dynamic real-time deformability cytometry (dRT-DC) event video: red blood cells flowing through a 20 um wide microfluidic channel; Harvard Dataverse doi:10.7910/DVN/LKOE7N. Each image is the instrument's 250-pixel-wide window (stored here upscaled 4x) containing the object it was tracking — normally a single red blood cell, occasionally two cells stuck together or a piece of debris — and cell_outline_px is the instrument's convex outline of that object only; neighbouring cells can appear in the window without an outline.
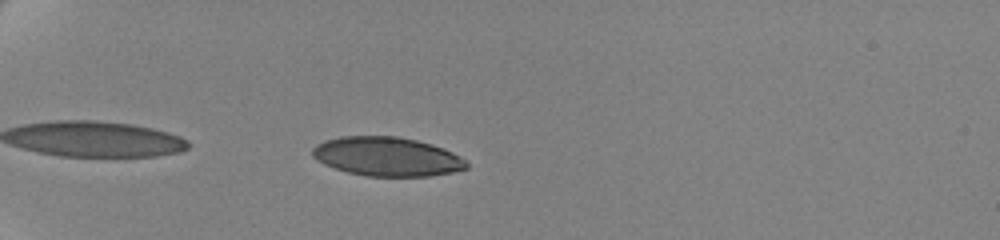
{"species": "human", "species_latin": "Homo sapiens", "temperature_condition": "cold", "stored_images_in_passage": 45, "camera_frame_rate_fps": 3000, "um_per_image_px": 0.085, "donor": {"sex": "female"}, "frame": {"image": 1, "passage_image": 4, "time_ms": 1.0, "image_size_px": [1000, 240], "cell_outline_px": [[468, 168], [452, 172], [428, 176], [368, 176], [348, 172], [324, 164], [316, 160], [312, 156], [312, 148], [316, 144], [324, 140], [340, 136], [396, 136], [416, 140], [432, 144], [444, 148], [460, 156], [468, 164]], "centroid_in_image_um": [32.87, 13.3], "position_along_channel_um": 52.1, "area_um2": 35.08}}
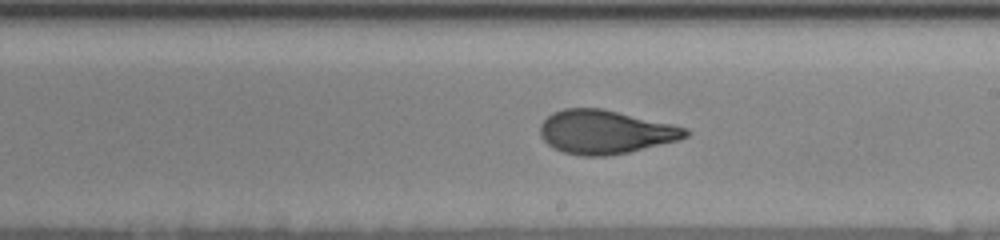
{"frame": {"image": 2, "passage_image": 23, "time_ms": 7.333, "image_size_px": [1000, 240], "cell_outline_px": [[688, 136], [680, 140], [628, 152], [608, 156], [580, 156], [564, 152], [552, 148], [540, 136], [540, 124], [552, 112], [564, 108], [604, 108], [672, 124], [688, 128]], "centroid_in_image_um": [51.44, 11.21], "position_along_channel_um": 237.6, "area_um2": 37.22}}
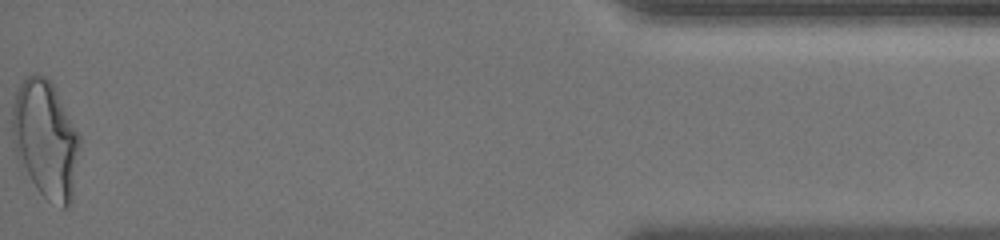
{"frame": {"image": 3, "passage_image": 45, "time_ms": 14.667, "image_size_px": [1000, 240], "cell_outline_px": [[80, 140], [72, 204], [64, 208], [60, 208], [48, 200], [36, 188], [20, 168], [16, 156], [12, 140], [12, 104], [16, 92], [20, 84], [32, 72], [36, 72], [44, 76], [56, 88], [80, 136]], "centroid_in_image_um": [3.86, 11.85], "position_along_channel_um": 431.3, "area_um2": 46.88}, "authors_computed_cell_mechanics": {"area_um2": 37.2232, "velocity_mm_per_s": 3.4894, "shape_relaxation_time_tau1_ms": 4.7253, "shape_relaxation_time_tau2_ms": 0.9289, "deformation_change_tau1": 0.1806, "deformation_change_tau2": 0.0543}}